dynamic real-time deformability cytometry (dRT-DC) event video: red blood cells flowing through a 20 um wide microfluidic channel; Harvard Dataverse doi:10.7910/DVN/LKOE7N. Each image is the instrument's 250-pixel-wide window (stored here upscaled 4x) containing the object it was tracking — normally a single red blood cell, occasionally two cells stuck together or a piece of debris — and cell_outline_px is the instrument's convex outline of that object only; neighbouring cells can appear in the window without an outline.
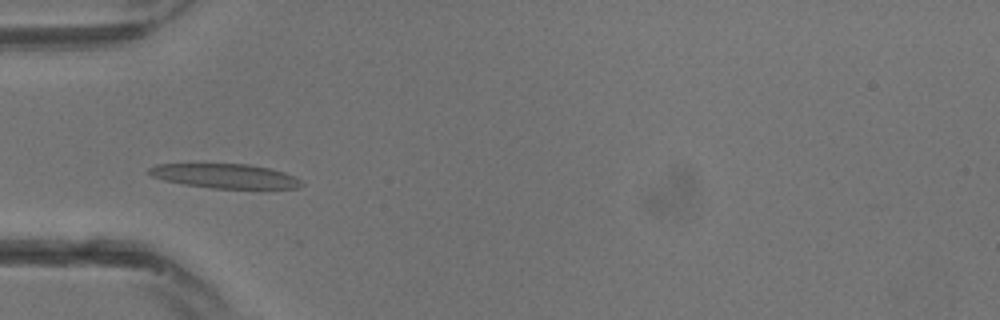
{"species": "common noctule bat (a hibernating species)", "species_latin": "Nyctalus noctula", "temperature_condition": "warm", "stored_images_in_passage": 23, "camera_frame_rate_fps": 3000, "um_per_image_px": 0.085, "animal": {"sex": "male", "body_mass_g": 13.3}, "frame": {"image": 1, "passage_image": 6, "time_ms": 1.667, "image_size_px": [1000, 320], "cell_outline_px": [[304, 184], [300, 188], [212, 188], [184, 184], [164, 180], [152, 176], [148, 172], [148, 168], [156, 164], [248, 164], [268, 168], [284, 172], [300, 180]], "centroid_in_image_um": [19.11, 14.96], "position_along_channel_um": 65.9, "area_um2": 21.44}}
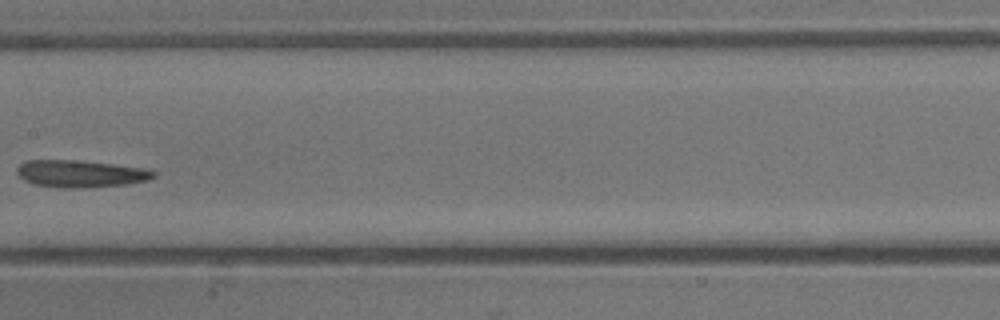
{"frame": {"image": 2, "passage_image": 12, "time_ms": 3.667, "image_size_px": [1000, 320], "cell_outline_px": [[156, 176], [148, 180], [128, 184], [76, 188], [64, 188], [32, 184], [24, 180], [16, 172], [16, 168], [24, 160], [76, 160], [112, 164], [140, 168], [156, 172]], "centroid_in_image_um": [6.79, 14.76], "position_along_channel_um": 200.6, "area_um2": 21.5}}
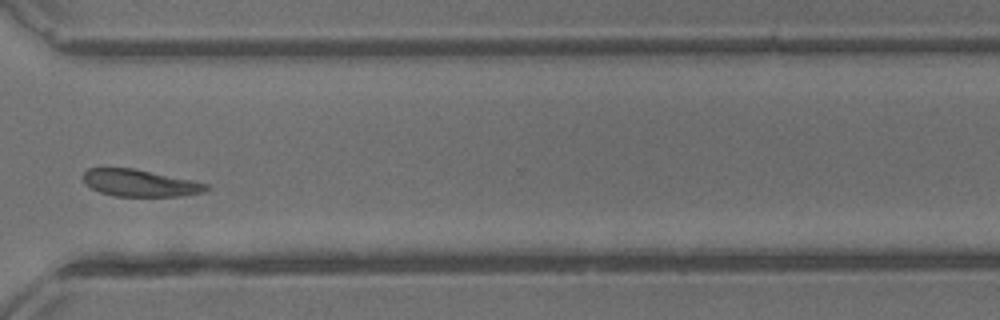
{"frame": {"image": 3, "passage_image": 19, "time_ms": 6.0, "image_size_px": [1000, 320], "cell_outline_px": [[208, 188], [204, 192], [184, 196], [112, 196], [100, 192], [84, 184], [84, 172], [88, 168], [132, 168], [208, 184]], "centroid_in_image_um": [11.86, 15.57], "position_along_channel_um": 358.7, "area_um2": 19.07}}